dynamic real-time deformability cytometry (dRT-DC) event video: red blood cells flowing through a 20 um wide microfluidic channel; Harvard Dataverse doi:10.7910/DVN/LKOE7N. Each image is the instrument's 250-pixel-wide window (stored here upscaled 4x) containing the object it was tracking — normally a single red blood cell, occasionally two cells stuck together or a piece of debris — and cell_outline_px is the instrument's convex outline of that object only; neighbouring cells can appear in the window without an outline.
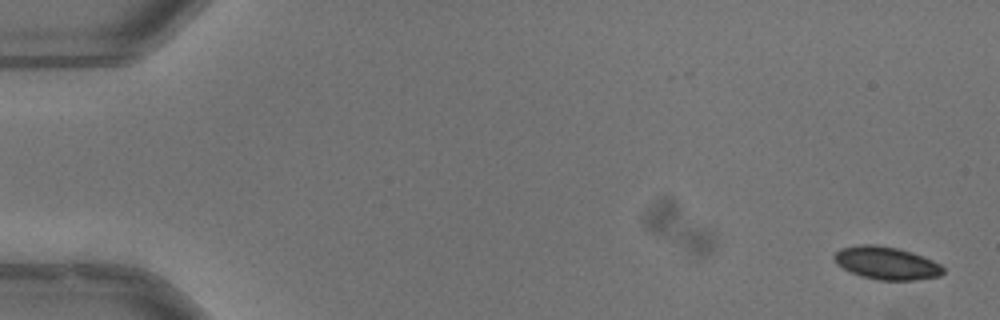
{"species": "common noctule bat (a hibernating species)", "species_latin": "Nyctalus noctula", "temperature_condition": "warm", "stored_images_in_passage": 20, "camera_frame_rate_fps": 3000, "um_per_image_px": 0.085, "animal": {"sex": "male", "body_mass_g": 13.3}, "frame": {"image": 1, "passage_image": 1, "time_ms": 0.0, "image_size_px": [1000, 320], "cell_outline_px": [[944, 272], [940, 276], [916, 280], [880, 280], [860, 276], [836, 264], [832, 256], [840, 248], [860, 244], [876, 244], [896, 248], [912, 252], [932, 260], [940, 264], [944, 268]], "centroid_in_image_um": [75.34, 22.36], "position_along_channel_um": 9.7, "area_um2": 20.87}}
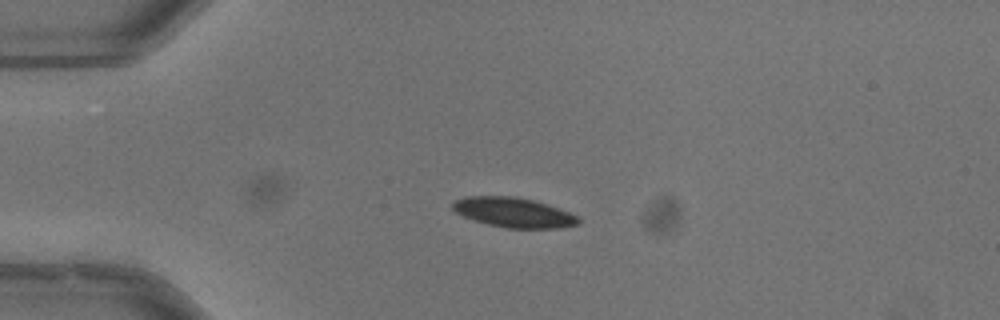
{"frame": {"image": 2, "passage_image": 13, "time_ms": 4.0, "image_size_px": [1000, 320], "cell_outline_px": [[580, 224], [560, 228], [504, 228], [472, 220], [456, 212], [452, 208], [452, 204], [456, 200], [464, 196], [516, 196], [532, 200], [568, 212], [576, 216], [580, 220]], "centroid_in_image_um": [43.62, 18.06], "position_along_channel_um": 41.4, "area_um2": 21.68}}